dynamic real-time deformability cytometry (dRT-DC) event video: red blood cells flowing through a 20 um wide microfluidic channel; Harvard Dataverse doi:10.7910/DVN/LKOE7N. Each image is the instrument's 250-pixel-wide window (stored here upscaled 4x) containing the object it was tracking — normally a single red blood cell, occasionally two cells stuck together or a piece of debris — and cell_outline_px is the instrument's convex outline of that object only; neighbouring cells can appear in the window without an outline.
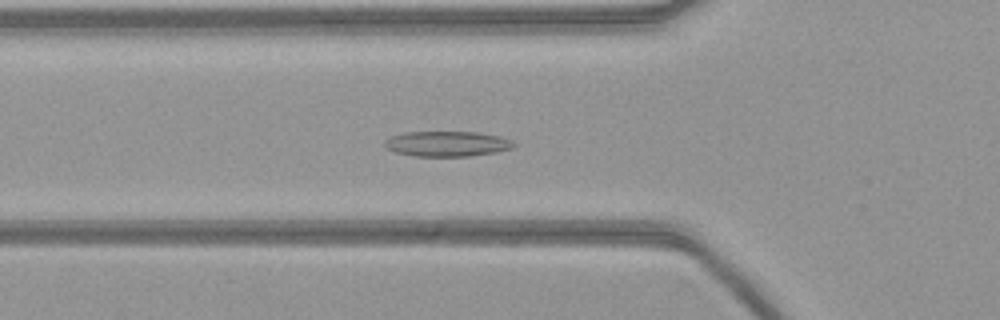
{"species": "common noctule bat (a hibernating species)", "species_latin": "Nyctalus noctula", "temperature_condition": "warm", "stored_images_in_passage": 31, "camera_frame_rate_fps": 3000, "um_per_image_px": 0.085, "animal": {"sex": "female", "body_mass_g": 21.9}, "frame": {"image": 1, "passage_image": 18, "time_ms": 5.667, "image_size_px": [1000, 320], "cell_outline_px": [[516, 144], [512, 148], [496, 152], [468, 156], [416, 156], [396, 152], [388, 148], [384, 144], [384, 140], [392, 136], [404, 132], [476, 132], [500, 136], [512, 140]], "centroid_in_image_um": [38.02, 12.22], "position_along_channel_um": 87.8, "area_um2": 18.9}}
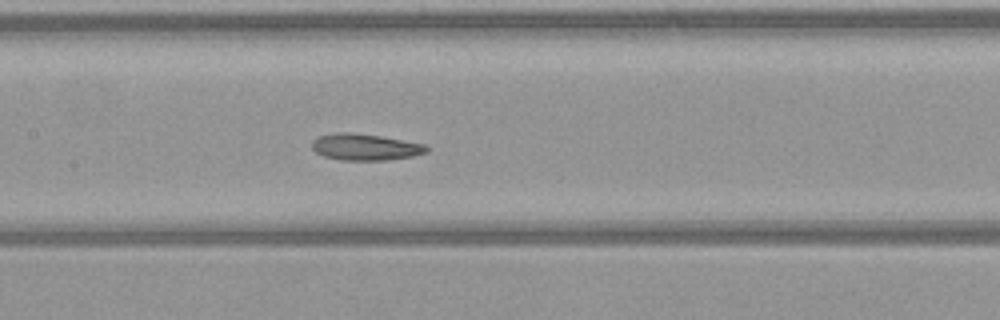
{"frame": {"image": 2, "passage_image": 25, "time_ms": 8.0, "image_size_px": [1000, 320], "cell_outline_px": [[428, 152], [412, 156], [388, 160], [340, 160], [324, 156], [316, 152], [312, 148], [312, 140], [320, 136], [336, 132], [352, 132], [380, 136], [428, 144]], "centroid_in_image_um": [31.07, 12.49], "position_along_channel_um": 176.3, "area_um2": 17.8}}
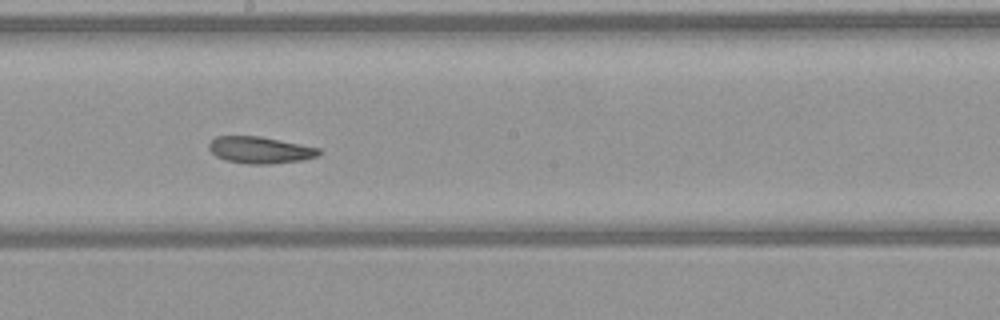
{"frame": {"image": 3, "passage_image": 29, "time_ms": 9.333, "image_size_px": [1000, 320], "cell_outline_px": [[324, 152], [320, 156], [304, 160], [272, 164], [248, 164], [224, 160], [216, 156], [208, 148], [208, 144], [216, 136], [260, 136], [320, 148]], "centroid_in_image_um": [22.15, 12.76], "position_along_channel_um": 226.0, "area_um2": 17.4}}